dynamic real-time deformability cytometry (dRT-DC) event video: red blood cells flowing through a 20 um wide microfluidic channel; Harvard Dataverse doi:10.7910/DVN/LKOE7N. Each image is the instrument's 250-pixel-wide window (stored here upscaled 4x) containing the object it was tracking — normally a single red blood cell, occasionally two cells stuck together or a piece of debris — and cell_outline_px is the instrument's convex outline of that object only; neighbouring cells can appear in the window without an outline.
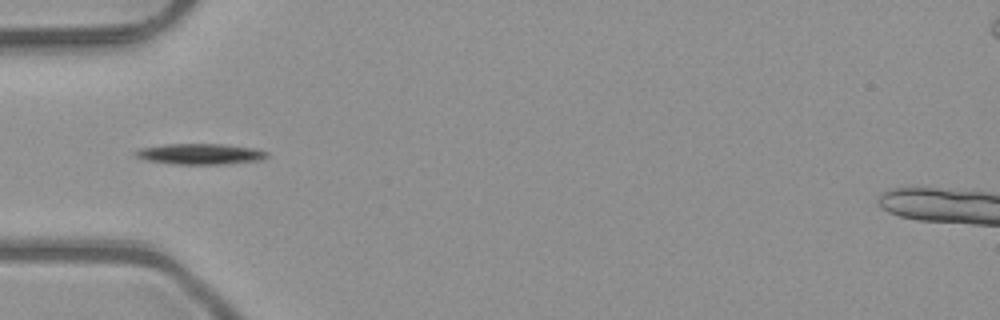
{"species": "common noctule bat (a hibernating species)", "species_latin": "Nyctalus noctula", "temperature_condition": "room temperature", "stored_images_in_passage": 6, "camera_frame_rate_fps": 3000, "um_per_image_px": 0.085, "animal": {"sex": "male", "body_mass_g": 23.1, "forearm_length_mm": 52.7}, "frame": {"image": 1, "passage_image": 6, "time_ms": 1.667, "image_size_px": [1000, 320], "cell_outline_px": [[268, 156], [260, 160], [224, 164], [172, 164], [144, 160], [136, 156], [132, 152], [140, 148], [164, 144], [220, 144], [256, 148], [268, 152]], "centroid_in_image_um": [16.98, 13.09], "position_along_channel_um": 68.0, "area_um2": 16.01}}